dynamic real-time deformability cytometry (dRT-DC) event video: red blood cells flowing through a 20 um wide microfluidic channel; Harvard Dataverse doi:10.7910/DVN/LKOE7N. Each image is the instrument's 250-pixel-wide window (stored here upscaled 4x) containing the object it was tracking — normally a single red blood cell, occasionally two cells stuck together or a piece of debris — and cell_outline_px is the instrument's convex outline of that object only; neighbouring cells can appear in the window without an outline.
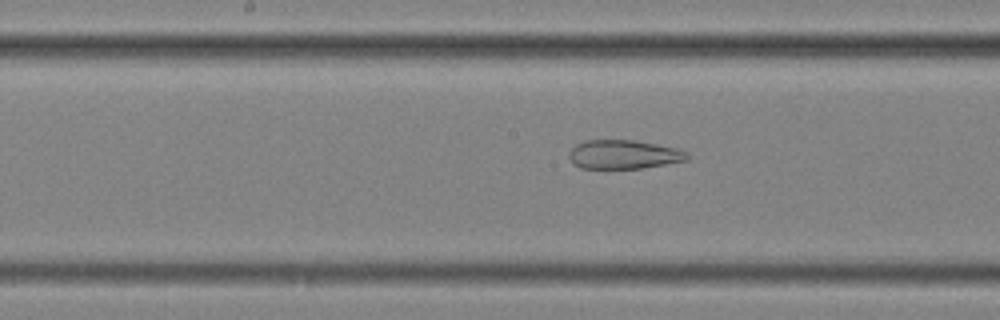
{"species": "common noctule bat (a hibernating species)", "species_latin": "Nyctalus noctula", "temperature_condition": "cold", "stored_images_in_passage": 56, "camera_frame_rate_fps": 3000, "um_per_image_px": 0.085, "animal": {"sex": "female", "body_mass_g": 25.1}, "frame": {"image": 1, "passage_image": 29, "time_ms": 9.333, "image_size_px": [1000, 320], "cell_outline_px": [[688, 160], [640, 168], [580, 168], [572, 164], [568, 156], [568, 152], [576, 144], [584, 140], [632, 140], [680, 148], [688, 152]], "centroid_in_image_um": [52.99, 13.12], "position_along_channel_um": 195.2, "area_um2": 20.0}}
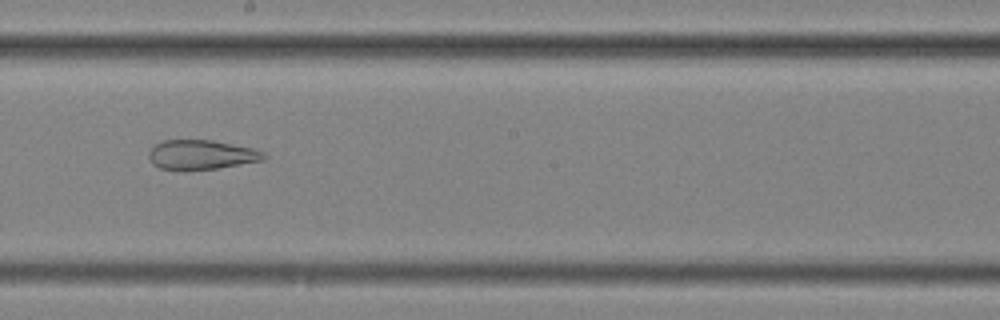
{"frame": {"image": 2, "passage_image": 32, "time_ms": 10.333, "image_size_px": [1000, 320], "cell_outline_px": [[268, 156], [264, 160], [216, 168], [160, 168], [152, 164], [148, 156], [148, 152], [156, 144], [164, 140], [212, 140], [252, 148], [264, 152]], "centroid_in_image_um": [17.14, 13.12], "position_along_channel_um": 231.1, "area_um2": 19.25}}
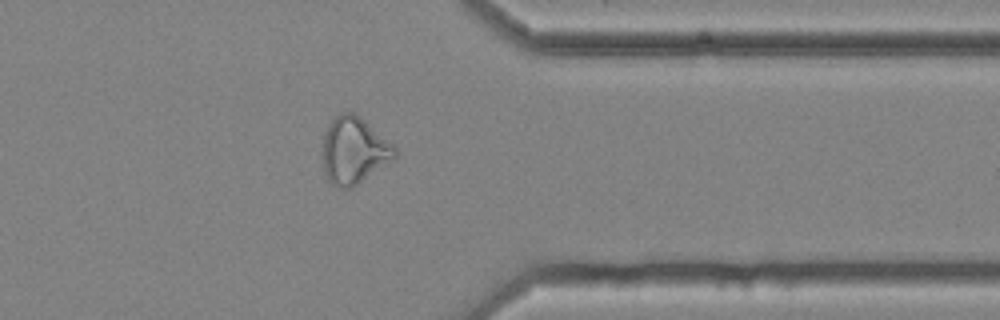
{"frame": {"image": 3, "passage_image": 45, "time_ms": 14.667, "image_size_px": [1000, 320], "cell_outline_px": [[396, 160], [352, 188], [340, 188], [332, 184], [328, 180], [324, 172], [324, 132], [328, 124], [340, 112], [352, 112], [360, 116], [392, 144], [396, 148]], "centroid_in_image_um": [30.11, 12.81], "position_along_channel_um": 381.3, "area_um2": 28.21}, "authors_computed_cell_mechanics": {"area_um2": 28.9578, "velocity_mm_per_s": 3.6016, "shape_relaxation_time_tau1_ms": null, "shape_relaxation_time_tau2_ms": 2.6215, "deformation_change_tau1": null, "deformation_change_tau2": 0.1121}}